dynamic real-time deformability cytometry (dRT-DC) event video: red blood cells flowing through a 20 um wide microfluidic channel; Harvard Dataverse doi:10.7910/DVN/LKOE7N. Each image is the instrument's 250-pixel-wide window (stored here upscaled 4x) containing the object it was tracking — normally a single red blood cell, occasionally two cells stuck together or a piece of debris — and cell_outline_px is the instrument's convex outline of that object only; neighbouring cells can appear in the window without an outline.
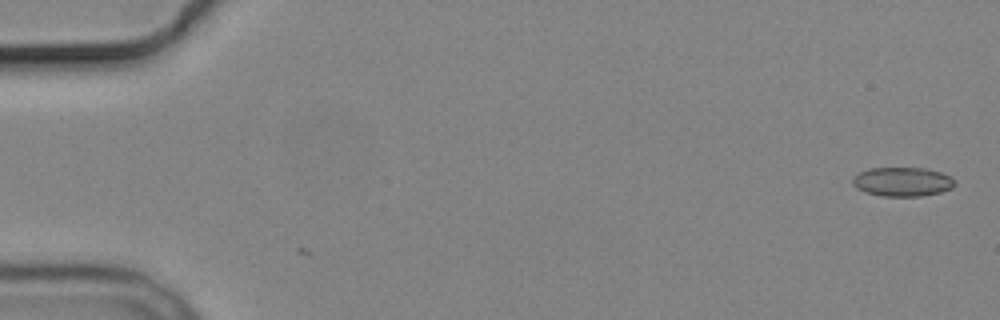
{"species": "common noctule bat (a hibernating species)", "species_latin": "Nyctalus noctula", "temperature_condition": "cold", "stored_images_in_passage": 2, "camera_frame_rate_fps": 3000, "um_per_image_px": 0.085, "animal": {"sex": "male", "body_mass_g": 19.2, "forearm_length_mm": 51.8}, "frame": {"image": 1, "passage_image": 2, "time_ms": 1.0, "image_size_px": [1000, 320], "cell_outline_px": [[956, 184], [952, 188], [940, 192], [920, 196], [880, 196], [864, 192], [856, 188], [852, 184], [852, 180], [860, 172], [868, 168], [928, 168], [940, 172], [948, 176]], "centroid_in_image_um": [76.68, 15.45], "position_along_channel_um": 8.3, "area_um2": 17.28}}